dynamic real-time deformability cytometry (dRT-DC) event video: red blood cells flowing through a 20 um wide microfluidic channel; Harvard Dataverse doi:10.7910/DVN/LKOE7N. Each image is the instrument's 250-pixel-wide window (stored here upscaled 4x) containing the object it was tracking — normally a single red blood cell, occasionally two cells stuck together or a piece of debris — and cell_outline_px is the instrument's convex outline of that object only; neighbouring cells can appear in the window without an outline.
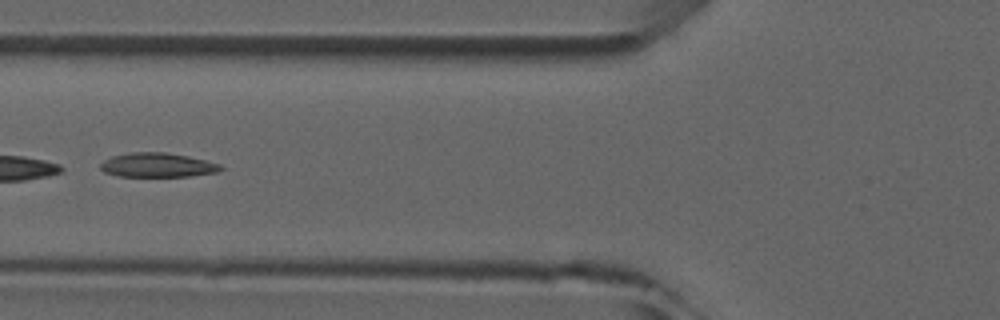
{"species": "common noctule bat (a hibernating species)", "species_latin": "Nyctalus noctula", "temperature_condition": "room temperature", "stored_images_in_passage": 6, "camera_frame_rate_fps": 3000, "um_per_image_px": 0.085, "animal": {"sex": "male", "forearm_length_mm": 52.5}, "frame": {"image": 1, "passage_image": 5, "time_ms": 4.667, "image_size_px": [1000, 320], "cell_outline_px": [[224, 168], [216, 172], [188, 176], [120, 176], [104, 172], [100, 168], [100, 164], [104, 160], [112, 156], [132, 152], [164, 152], [188, 156], [220, 164]], "centroid_in_image_um": [13.37, 14.02], "position_along_channel_um": 112.4, "area_um2": 16.82}}
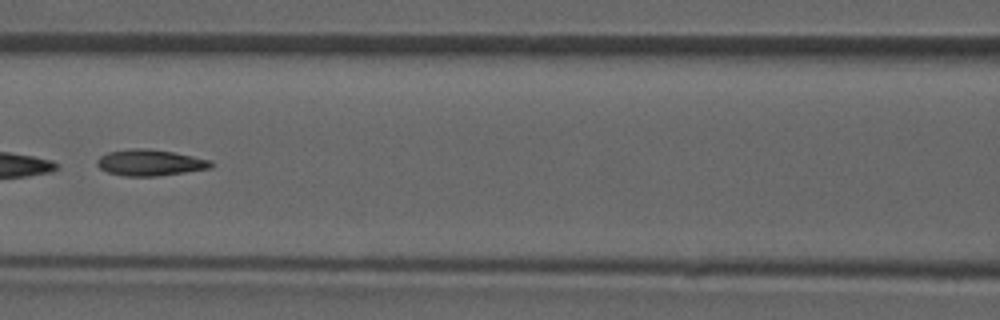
{"frame": {"image": 2, "passage_image": 6, "time_ms": 5.667, "image_size_px": [1000, 320], "cell_outline_px": [[212, 168], [156, 176], [124, 176], [108, 172], [100, 168], [96, 164], [96, 160], [100, 156], [108, 152], [132, 148], [148, 148], [172, 152], [212, 160]], "centroid_in_image_um": [12.73, 13.82], "position_along_channel_um": 153.9, "area_um2": 17.34}}